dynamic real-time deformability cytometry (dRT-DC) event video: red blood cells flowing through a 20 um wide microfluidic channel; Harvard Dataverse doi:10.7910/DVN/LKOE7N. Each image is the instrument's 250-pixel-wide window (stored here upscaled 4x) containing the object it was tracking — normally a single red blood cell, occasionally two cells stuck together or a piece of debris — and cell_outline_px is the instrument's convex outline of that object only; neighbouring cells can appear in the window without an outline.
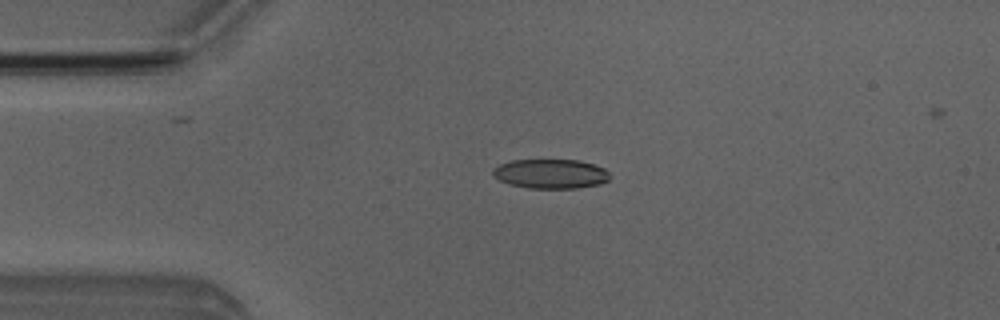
{"species": "Egyptian fruit bat (a non-hibernating species)", "species_latin": "Rousettus aegyptiacus", "temperature_condition": "room temperature", "stored_images_in_passage": 2, "camera_frame_rate_fps": 3000, "um_per_image_px": 0.085, "animal": {"sex": "male"}, "frame": {"image": 1, "passage_image": 1, "time_ms": 0.0, "image_size_px": [1000, 320], "cell_outline_px": [[612, 176], [608, 180], [600, 184], [576, 188], [528, 188], [512, 184], [500, 180], [492, 176], [492, 168], [500, 164], [512, 160], [580, 160], [604, 168]], "centroid_in_image_um": [46.81, 14.77], "position_along_channel_um": 38.2, "area_um2": 20.06}}